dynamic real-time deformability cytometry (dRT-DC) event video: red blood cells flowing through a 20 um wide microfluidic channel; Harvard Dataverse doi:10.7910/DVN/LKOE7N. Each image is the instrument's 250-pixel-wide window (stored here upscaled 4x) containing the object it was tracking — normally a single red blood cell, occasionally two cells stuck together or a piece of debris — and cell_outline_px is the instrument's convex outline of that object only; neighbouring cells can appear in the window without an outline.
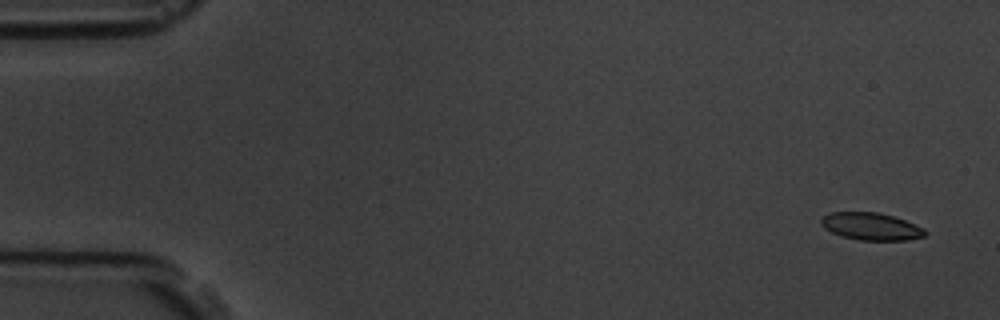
{"species": "common noctule bat (a hibernating species)", "species_latin": "Nyctalus noctula", "temperature_condition": "room temperature", "stored_images_in_passage": 5, "camera_frame_rate_fps": 3000, "um_per_image_px": 0.085, "animal": {"sex": "male", "body_mass_g": 19.5, "forearm_length_mm": 54.6}, "frame": {"image": 1, "passage_image": 1, "time_ms": 0.0, "image_size_px": [1000, 320], "cell_outline_px": [[928, 232], [924, 236], [908, 240], [860, 240], [844, 236], [832, 232], [824, 228], [820, 224], [820, 220], [824, 216], [832, 212], [876, 212], [892, 216], [904, 220], [924, 228]], "centroid_in_image_um": [74.05, 19.24], "position_along_channel_um": 11.0, "area_um2": 16.42}}
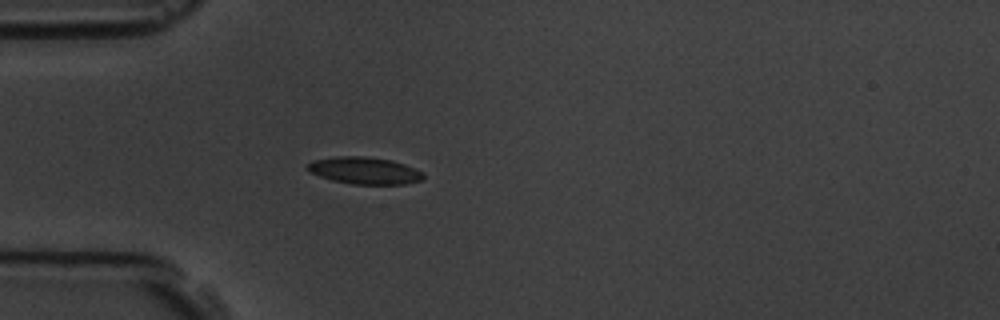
{"frame": {"image": 2, "passage_image": 5, "time_ms": 4.667, "image_size_px": [1000, 320], "cell_outline_px": [[424, 180], [404, 184], [352, 184], [332, 180], [308, 172], [304, 168], [312, 160], [336, 156], [364, 156], [392, 160], [404, 164], [424, 172]], "centroid_in_image_um": [30.97, 14.49], "position_along_channel_um": 54.0, "area_um2": 18.44}}